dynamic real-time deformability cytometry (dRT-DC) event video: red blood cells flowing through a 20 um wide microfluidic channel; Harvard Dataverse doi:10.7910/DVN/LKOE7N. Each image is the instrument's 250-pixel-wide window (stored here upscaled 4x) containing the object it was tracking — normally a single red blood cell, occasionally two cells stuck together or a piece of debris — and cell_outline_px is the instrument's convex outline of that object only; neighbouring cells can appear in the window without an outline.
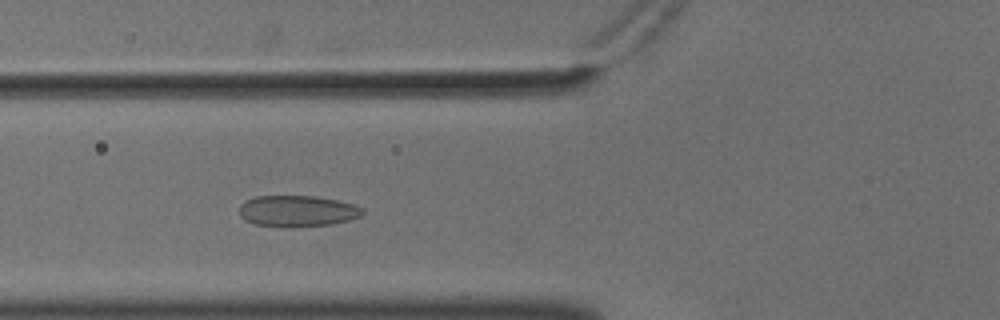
{"species": "common noctule bat (a hibernating species)", "species_latin": "Nyctalus noctula", "temperature_condition": "cold", "stored_images_in_passage": 43, "camera_frame_rate_fps": 3000, "um_per_image_px": 0.085, "animal": {"sex": "male", "body_mass_g": 18.8}, "frame": {"image": 1, "passage_image": 12, "time_ms": 3.667, "image_size_px": [1000, 320], "cell_outline_px": [[364, 212], [360, 216], [348, 220], [332, 224], [292, 228], [280, 228], [256, 224], [244, 220], [240, 216], [240, 204], [244, 200], [256, 196], [316, 196], [336, 200], [352, 204], [364, 208]], "centroid_in_image_um": [25.24, 17.95], "position_along_channel_um": 100.6, "area_um2": 22.77}}
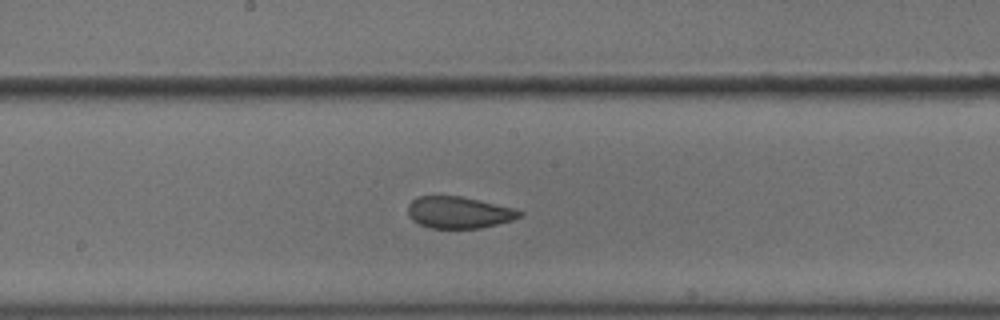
{"frame": {"image": 2, "passage_image": 21, "time_ms": 6.667, "image_size_px": [1000, 320], "cell_outline_px": [[524, 212], [520, 216], [512, 220], [480, 228], [428, 228], [412, 220], [408, 216], [408, 204], [412, 200], [420, 196], [460, 196], [516, 208]], "centroid_in_image_um": [38.99, 18.06], "position_along_channel_um": 209.2, "area_um2": 20.63}}
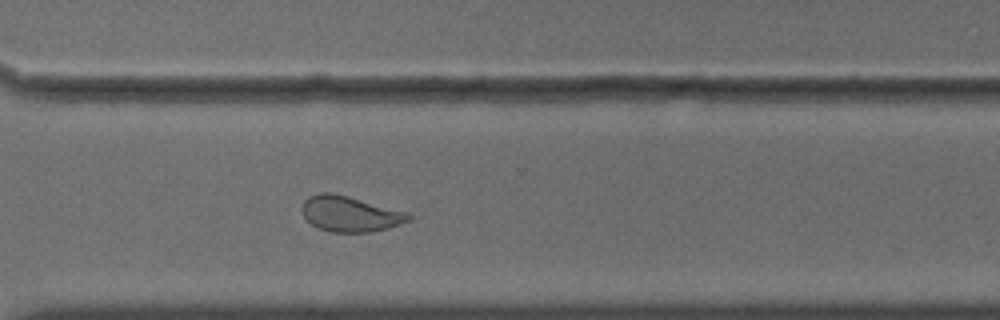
{"frame": {"image": 3, "passage_image": 32, "time_ms": 10.333, "image_size_px": [1000, 320], "cell_outline_px": [[412, 216], [408, 220], [388, 228], [372, 232], [332, 232], [316, 228], [304, 216], [300, 208], [304, 200], [308, 196], [320, 192], [332, 192], [348, 196], [408, 212]], "centroid_in_image_um": [29.71, 18.17], "position_along_channel_um": 340.9, "area_um2": 22.14}, "authors_computed_cell_mechanics": {"area_um2": 22.253, "velocity_mm_per_s": 3.6007, "shape_relaxation_time_tau1_ms": null, "shape_relaxation_time_tau2_ms": 1.0039, "deformation_change_tau1": null, "deformation_change_tau2": 0.0511}}